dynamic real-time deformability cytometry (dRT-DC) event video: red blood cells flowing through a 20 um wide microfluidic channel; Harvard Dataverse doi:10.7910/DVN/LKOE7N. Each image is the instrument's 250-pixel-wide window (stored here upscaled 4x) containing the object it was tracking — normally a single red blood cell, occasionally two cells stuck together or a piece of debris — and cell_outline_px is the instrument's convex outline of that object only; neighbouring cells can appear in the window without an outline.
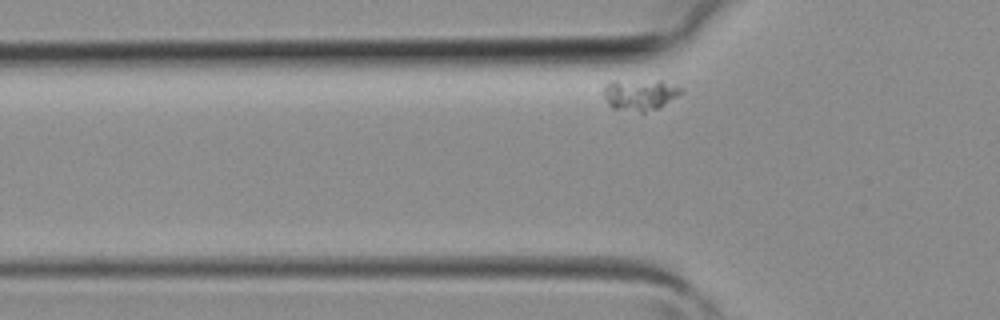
{"species": "common noctule bat (a hibernating species)", "species_latin": "Nyctalus noctula", "temperature_condition": "room temperature", "stored_images_in_passage": 5, "camera_frame_rate_fps": 3000, "um_per_image_px": 0.085, "animal": {"sex": "female", "body_mass_g": 19.3, "forearm_length_mm": 54.1}, "frame": {"image": 1, "passage_image": 5, "time_ms": 1.333, "image_size_px": [1000, 320], "cell_outline_px": [[684, 92], [660, 108], [644, 112], [640, 112], [612, 108], [608, 104], [604, 96], [604, 88], [612, 80], [660, 80], [684, 88]], "centroid_in_image_um": [54.43, 8.03], "position_along_channel_um": 71.4, "area_um2": 14.33}}